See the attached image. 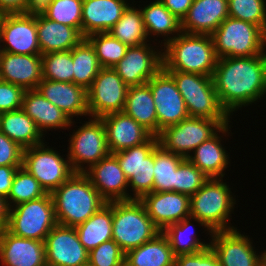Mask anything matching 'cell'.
<instances>
[{
    "label": "cell",
    "mask_w": 266,
    "mask_h": 266,
    "mask_svg": "<svg viewBox=\"0 0 266 266\" xmlns=\"http://www.w3.org/2000/svg\"><path fill=\"white\" fill-rule=\"evenodd\" d=\"M36 26L41 55L72 50L84 39L76 28L52 21L40 11L36 12Z\"/></svg>",
    "instance_id": "obj_28"
},
{
    "label": "cell",
    "mask_w": 266,
    "mask_h": 266,
    "mask_svg": "<svg viewBox=\"0 0 266 266\" xmlns=\"http://www.w3.org/2000/svg\"><path fill=\"white\" fill-rule=\"evenodd\" d=\"M230 128L229 124L223 125L212 137L195 148L193 154L188 157L209 178H223L224 170L229 167V154L221 141L223 136L227 134L229 136Z\"/></svg>",
    "instance_id": "obj_27"
},
{
    "label": "cell",
    "mask_w": 266,
    "mask_h": 266,
    "mask_svg": "<svg viewBox=\"0 0 266 266\" xmlns=\"http://www.w3.org/2000/svg\"><path fill=\"white\" fill-rule=\"evenodd\" d=\"M56 224L51 193L9 208L7 230L15 236L45 241Z\"/></svg>",
    "instance_id": "obj_8"
},
{
    "label": "cell",
    "mask_w": 266,
    "mask_h": 266,
    "mask_svg": "<svg viewBox=\"0 0 266 266\" xmlns=\"http://www.w3.org/2000/svg\"><path fill=\"white\" fill-rule=\"evenodd\" d=\"M73 83L88 90L102 68L91 43L84 38L72 49Z\"/></svg>",
    "instance_id": "obj_36"
},
{
    "label": "cell",
    "mask_w": 266,
    "mask_h": 266,
    "mask_svg": "<svg viewBox=\"0 0 266 266\" xmlns=\"http://www.w3.org/2000/svg\"><path fill=\"white\" fill-rule=\"evenodd\" d=\"M24 93L23 88L0 80V113L21 109Z\"/></svg>",
    "instance_id": "obj_46"
},
{
    "label": "cell",
    "mask_w": 266,
    "mask_h": 266,
    "mask_svg": "<svg viewBox=\"0 0 266 266\" xmlns=\"http://www.w3.org/2000/svg\"><path fill=\"white\" fill-rule=\"evenodd\" d=\"M166 71L175 80L190 117L218 120L222 125L230 124L232 117L219 102L212 76L176 70Z\"/></svg>",
    "instance_id": "obj_5"
},
{
    "label": "cell",
    "mask_w": 266,
    "mask_h": 266,
    "mask_svg": "<svg viewBox=\"0 0 266 266\" xmlns=\"http://www.w3.org/2000/svg\"><path fill=\"white\" fill-rule=\"evenodd\" d=\"M9 207L4 198L0 197V235L7 229Z\"/></svg>",
    "instance_id": "obj_53"
},
{
    "label": "cell",
    "mask_w": 266,
    "mask_h": 266,
    "mask_svg": "<svg viewBox=\"0 0 266 266\" xmlns=\"http://www.w3.org/2000/svg\"><path fill=\"white\" fill-rule=\"evenodd\" d=\"M160 232L139 200L113 201L112 239L125 254Z\"/></svg>",
    "instance_id": "obj_6"
},
{
    "label": "cell",
    "mask_w": 266,
    "mask_h": 266,
    "mask_svg": "<svg viewBox=\"0 0 266 266\" xmlns=\"http://www.w3.org/2000/svg\"><path fill=\"white\" fill-rule=\"evenodd\" d=\"M88 264L91 266H125V253L111 239L89 251Z\"/></svg>",
    "instance_id": "obj_45"
},
{
    "label": "cell",
    "mask_w": 266,
    "mask_h": 266,
    "mask_svg": "<svg viewBox=\"0 0 266 266\" xmlns=\"http://www.w3.org/2000/svg\"><path fill=\"white\" fill-rule=\"evenodd\" d=\"M228 15L255 24L266 33V0H228Z\"/></svg>",
    "instance_id": "obj_43"
},
{
    "label": "cell",
    "mask_w": 266,
    "mask_h": 266,
    "mask_svg": "<svg viewBox=\"0 0 266 266\" xmlns=\"http://www.w3.org/2000/svg\"><path fill=\"white\" fill-rule=\"evenodd\" d=\"M184 159L160 145L154 149V192H175L176 169Z\"/></svg>",
    "instance_id": "obj_38"
},
{
    "label": "cell",
    "mask_w": 266,
    "mask_h": 266,
    "mask_svg": "<svg viewBox=\"0 0 266 266\" xmlns=\"http://www.w3.org/2000/svg\"><path fill=\"white\" fill-rule=\"evenodd\" d=\"M42 79L41 55L0 51V80L15 84L26 91L37 89Z\"/></svg>",
    "instance_id": "obj_20"
},
{
    "label": "cell",
    "mask_w": 266,
    "mask_h": 266,
    "mask_svg": "<svg viewBox=\"0 0 266 266\" xmlns=\"http://www.w3.org/2000/svg\"><path fill=\"white\" fill-rule=\"evenodd\" d=\"M21 109L32 118L43 136L48 129V131L60 128L65 130L75 123L37 89L25 91Z\"/></svg>",
    "instance_id": "obj_26"
},
{
    "label": "cell",
    "mask_w": 266,
    "mask_h": 266,
    "mask_svg": "<svg viewBox=\"0 0 266 266\" xmlns=\"http://www.w3.org/2000/svg\"><path fill=\"white\" fill-rule=\"evenodd\" d=\"M239 229L214 231L210 235V248L220 266H262L266 263V250L256 253L253 240Z\"/></svg>",
    "instance_id": "obj_13"
},
{
    "label": "cell",
    "mask_w": 266,
    "mask_h": 266,
    "mask_svg": "<svg viewBox=\"0 0 266 266\" xmlns=\"http://www.w3.org/2000/svg\"><path fill=\"white\" fill-rule=\"evenodd\" d=\"M223 178H210L190 197V216L208 231L232 230L229 222L234 212L236 196Z\"/></svg>",
    "instance_id": "obj_4"
},
{
    "label": "cell",
    "mask_w": 266,
    "mask_h": 266,
    "mask_svg": "<svg viewBox=\"0 0 266 266\" xmlns=\"http://www.w3.org/2000/svg\"><path fill=\"white\" fill-rule=\"evenodd\" d=\"M130 4L123 12L122 17L117 23L109 30V33L126 44L128 47L139 46L149 42L144 23L142 13L139 8L133 3Z\"/></svg>",
    "instance_id": "obj_37"
},
{
    "label": "cell",
    "mask_w": 266,
    "mask_h": 266,
    "mask_svg": "<svg viewBox=\"0 0 266 266\" xmlns=\"http://www.w3.org/2000/svg\"><path fill=\"white\" fill-rule=\"evenodd\" d=\"M163 68L213 76L218 57L211 35L181 32L163 47Z\"/></svg>",
    "instance_id": "obj_3"
},
{
    "label": "cell",
    "mask_w": 266,
    "mask_h": 266,
    "mask_svg": "<svg viewBox=\"0 0 266 266\" xmlns=\"http://www.w3.org/2000/svg\"><path fill=\"white\" fill-rule=\"evenodd\" d=\"M140 11L148 39L152 35L153 37L157 36V38L159 36L165 37L164 40H161V48L182 32L181 20L172 14L159 0L150 2L146 6L144 5Z\"/></svg>",
    "instance_id": "obj_30"
},
{
    "label": "cell",
    "mask_w": 266,
    "mask_h": 266,
    "mask_svg": "<svg viewBox=\"0 0 266 266\" xmlns=\"http://www.w3.org/2000/svg\"><path fill=\"white\" fill-rule=\"evenodd\" d=\"M172 14L178 19H182L187 15L189 8L194 0H159Z\"/></svg>",
    "instance_id": "obj_52"
},
{
    "label": "cell",
    "mask_w": 266,
    "mask_h": 266,
    "mask_svg": "<svg viewBox=\"0 0 266 266\" xmlns=\"http://www.w3.org/2000/svg\"><path fill=\"white\" fill-rule=\"evenodd\" d=\"M94 47L102 68H113L126 54L128 46L109 32L91 34L86 38Z\"/></svg>",
    "instance_id": "obj_39"
},
{
    "label": "cell",
    "mask_w": 266,
    "mask_h": 266,
    "mask_svg": "<svg viewBox=\"0 0 266 266\" xmlns=\"http://www.w3.org/2000/svg\"><path fill=\"white\" fill-rule=\"evenodd\" d=\"M44 142L23 151L22 167L33 175L46 193H52L73 173L68 155H60ZM50 147V148H49Z\"/></svg>",
    "instance_id": "obj_10"
},
{
    "label": "cell",
    "mask_w": 266,
    "mask_h": 266,
    "mask_svg": "<svg viewBox=\"0 0 266 266\" xmlns=\"http://www.w3.org/2000/svg\"><path fill=\"white\" fill-rule=\"evenodd\" d=\"M57 224L75 227L107 202L82 172H74L51 193Z\"/></svg>",
    "instance_id": "obj_2"
},
{
    "label": "cell",
    "mask_w": 266,
    "mask_h": 266,
    "mask_svg": "<svg viewBox=\"0 0 266 266\" xmlns=\"http://www.w3.org/2000/svg\"><path fill=\"white\" fill-rule=\"evenodd\" d=\"M228 17V0H194L181 21V31L211 35Z\"/></svg>",
    "instance_id": "obj_25"
},
{
    "label": "cell",
    "mask_w": 266,
    "mask_h": 266,
    "mask_svg": "<svg viewBox=\"0 0 266 266\" xmlns=\"http://www.w3.org/2000/svg\"><path fill=\"white\" fill-rule=\"evenodd\" d=\"M24 149L0 131V166H22Z\"/></svg>",
    "instance_id": "obj_47"
},
{
    "label": "cell",
    "mask_w": 266,
    "mask_h": 266,
    "mask_svg": "<svg viewBox=\"0 0 266 266\" xmlns=\"http://www.w3.org/2000/svg\"><path fill=\"white\" fill-rule=\"evenodd\" d=\"M21 166H0V197L7 200L14 176Z\"/></svg>",
    "instance_id": "obj_50"
},
{
    "label": "cell",
    "mask_w": 266,
    "mask_h": 266,
    "mask_svg": "<svg viewBox=\"0 0 266 266\" xmlns=\"http://www.w3.org/2000/svg\"><path fill=\"white\" fill-rule=\"evenodd\" d=\"M193 218L189 216L180 222L170 224L162 233L167 237L174 256L196 254L210 247V242H203L197 233L191 229ZM197 235V237H196Z\"/></svg>",
    "instance_id": "obj_34"
},
{
    "label": "cell",
    "mask_w": 266,
    "mask_h": 266,
    "mask_svg": "<svg viewBox=\"0 0 266 266\" xmlns=\"http://www.w3.org/2000/svg\"><path fill=\"white\" fill-rule=\"evenodd\" d=\"M87 119L89 120L82 123V126H78L76 131L74 129L68 140L70 145L67 147V154L74 172L83 173L110 154L102 119L95 117Z\"/></svg>",
    "instance_id": "obj_9"
},
{
    "label": "cell",
    "mask_w": 266,
    "mask_h": 266,
    "mask_svg": "<svg viewBox=\"0 0 266 266\" xmlns=\"http://www.w3.org/2000/svg\"><path fill=\"white\" fill-rule=\"evenodd\" d=\"M83 173L107 203L131 200V193L127 190L128 180L113 154L93 164Z\"/></svg>",
    "instance_id": "obj_18"
},
{
    "label": "cell",
    "mask_w": 266,
    "mask_h": 266,
    "mask_svg": "<svg viewBox=\"0 0 266 266\" xmlns=\"http://www.w3.org/2000/svg\"><path fill=\"white\" fill-rule=\"evenodd\" d=\"M110 154L147 142L153 135L124 112L101 117Z\"/></svg>",
    "instance_id": "obj_21"
},
{
    "label": "cell",
    "mask_w": 266,
    "mask_h": 266,
    "mask_svg": "<svg viewBox=\"0 0 266 266\" xmlns=\"http://www.w3.org/2000/svg\"><path fill=\"white\" fill-rule=\"evenodd\" d=\"M41 59L43 79L73 83L72 50L47 53Z\"/></svg>",
    "instance_id": "obj_41"
},
{
    "label": "cell",
    "mask_w": 266,
    "mask_h": 266,
    "mask_svg": "<svg viewBox=\"0 0 266 266\" xmlns=\"http://www.w3.org/2000/svg\"><path fill=\"white\" fill-rule=\"evenodd\" d=\"M128 86L114 68H101L87 90L89 117L123 112Z\"/></svg>",
    "instance_id": "obj_12"
},
{
    "label": "cell",
    "mask_w": 266,
    "mask_h": 266,
    "mask_svg": "<svg viewBox=\"0 0 266 266\" xmlns=\"http://www.w3.org/2000/svg\"><path fill=\"white\" fill-rule=\"evenodd\" d=\"M1 43L2 52L41 55L37 37L36 12L0 15Z\"/></svg>",
    "instance_id": "obj_14"
},
{
    "label": "cell",
    "mask_w": 266,
    "mask_h": 266,
    "mask_svg": "<svg viewBox=\"0 0 266 266\" xmlns=\"http://www.w3.org/2000/svg\"><path fill=\"white\" fill-rule=\"evenodd\" d=\"M129 5L128 0H83L81 34L109 32Z\"/></svg>",
    "instance_id": "obj_24"
},
{
    "label": "cell",
    "mask_w": 266,
    "mask_h": 266,
    "mask_svg": "<svg viewBox=\"0 0 266 266\" xmlns=\"http://www.w3.org/2000/svg\"><path fill=\"white\" fill-rule=\"evenodd\" d=\"M2 266H47L44 241L22 238L7 229L0 235Z\"/></svg>",
    "instance_id": "obj_22"
},
{
    "label": "cell",
    "mask_w": 266,
    "mask_h": 266,
    "mask_svg": "<svg viewBox=\"0 0 266 266\" xmlns=\"http://www.w3.org/2000/svg\"><path fill=\"white\" fill-rule=\"evenodd\" d=\"M45 190L37 179L22 166L18 168L6 200L9 208L34 199L43 197Z\"/></svg>",
    "instance_id": "obj_40"
},
{
    "label": "cell",
    "mask_w": 266,
    "mask_h": 266,
    "mask_svg": "<svg viewBox=\"0 0 266 266\" xmlns=\"http://www.w3.org/2000/svg\"><path fill=\"white\" fill-rule=\"evenodd\" d=\"M0 131L23 149L45 141L35 122L22 109L0 113Z\"/></svg>",
    "instance_id": "obj_31"
},
{
    "label": "cell",
    "mask_w": 266,
    "mask_h": 266,
    "mask_svg": "<svg viewBox=\"0 0 266 266\" xmlns=\"http://www.w3.org/2000/svg\"><path fill=\"white\" fill-rule=\"evenodd\" d=\"M37 90L72 121L75 116H89L87 90L84 87L69 82L42 79Z\"/></svg>",
    "instance_id": "obj_23"
},
{
    "label": "cell",
    "mask_w": 266,
    "mask_h": 266,
    "mask_svg": "<svg viewBox=\"0 0 266 266\" xmlns=\"http://www.w3.org/2000/svg\"><path fill=\"white\" fill-rule=\"evenodd\" d=\"M210 178L185 158L176 169L175 192L191 197Z\"/></svg>",
    "instance_id": "obj_44"
},
{
    "label": "cell",
    "mask_w": 266,
    "mask_h": 266,
    "mask_svg": "<svg viewBox=\"0 0 266 266\" xmlns=\"http://www.w3.org/2000/svg\"><path fill=\"white\" fill-rule=\"evenodd\" d=\"M211 37L218 58L250 57L266 53V33L255 24L230 16Z\"/></svg>",
    "instance_id": "obj_7"
},
{
    "label": "cell",
    "mask_w": 266,
    "mask_h": 266,
    "mask_svg": "<svg viewBox=\"0 0 266 266\" xmlns=\"http://www.w3.org/2000/svg\"><path fill=\"white\" fill-rule=\"evenodd\" d=\"M52 0H29L30 12H37L49 4Z\"/></svg>",
    "instance_id": "obj_54"
},
{
    "label": "cell",
    "mask_w": 266,
    "mask_h": 266,
    "mask_svg": "<svg viewBox=\"0 0 266 266\" xmlns=\"http://www.w3.org/2000/svg\"><path fill=\"white\" fill-rule=\"evenodd\" d=\"M147 84L153 94L158 119V135L168 126L180 123L189 117L173 77L162 68Z\"/></svg>",
    "instance_id": "obj_15"
},
{
    "label": "cell",
    "mask_w": 266,
    "mask_h": 266,
    "mask_svg": "<svg viewBox=\"0 0 266 266\" xmlns=\"http://www.w3.org/2000/svg\"><path fill=\"white\" fill-rule=\"evenodd\" d=\"M174 260L169 241L162 232L125 254V266H174Z\"/></svg>",
    "instance_id": "obj_32"
},
{
    "label": "cell",
    "mask_w": 266,
    "mask_h": 266,
    "mask_svg": "<svg viewBox=\"0 0 266 266\" xmlns=\"http://www.w3.org/2000/svg\"><path fill=\"white\" fill-rule=\"evenodd\" d=\"M159 145L158 137L152 136L147 142L140 144V166L138 173L128 179L131 188V200H139L143 195L153 192L154 185V149Z\"/></svg>",
    "instance_id": "obj_35"
},
{
    "label": "cell",
    "mask_w": 266,
    "mask_h": 266,
    "mask_svg": "<svg viewBox=\"0 0 266 266\" xmlns=\"http://www.w3.org/2000/svg\"><path fill=\"white\" fill-rule=\"evenodd\" d=\"M212 79L221 106L232 116L266 96V53L219 58Z\"/></svg>",
    "instance_id": "obj_1"
},
{
    "label": "cell",
    "mask_w": 266,
    "mask_h": 266,
    "mask_svg": "<svg viewBox=\"0 0 266 266\" xmlns=\"http://www.w3.org/2000/svg\"><path fill=\"white\" fill-rule=\"evenodd\" d=\"M174 266H220L218 258L209 247L196 254L175 257Z\"/></svg>",
    "instance_id": "obj_48"
},
{
    "label": "cell",
    "mask_w": 266,
    "mask_h": 266,
    "mask_svg": "<svg viewBox=\"0 0 266 266\" xmlns=\"http://www.w3.org/2000/svg\"><path fill=\"white\" fill-rule=\"evenodd\" d=\"M123 112L132 117L153 136H158L155 102L147 83L128 87Z\"/></svg>",
    "instance_id": "obj_29"
},
{
    "label": "cell",
    "mask_w": 266,
    "mask_h": 266,
    "mask_svg": "<svg viewBox=\"0 0 266 266\" xmlns=\"http://www.w3.org/2000/svg\"><path fill=\"white\" fill-rule=\"evenodd\" d=\"M30 12L29 0H0V15Z\"/></svg>",
    "instance_id": "obj_51"
},
{
    "label": "cell",
    "mask_w": 266,
    "mask_h": 266,
    "mask_svg": "<svg viewBox=\"0 0 266 266\" xmlns=\"http://www.w3.org/2000/svg\"><path fill=\"white\" fill-rule=\"evenodd\" d=\"M113 155L118 159L127 180L133 174L138 173V167L140 166V145L120 150Z\"/></svg>",
    "instance_id": "obj_49"
},
{
    "label": "cell",
    "mask_w": 266,
    "mask_h": 266,
    "mask_svg": "<svg viewBox=\"0 0 266 266\" xmlns=\"http://www.w3.org/2000/svg\"><path fill=\"white\" fill-rule=\"evenodd\" d=\"M113 202H108L85 222L75 226L80 242L89 252L112 239Z\"/></svg>",
    "instance_id": "obj_33"
},
{
    "label": "cell",
    "mask_w": 266,
    "mask_h": 266,
    "mask_svg": "<svg viewBox=\"0 0 266 266\" xmlns=\"http://www.w3.org/2000/svg\"><path fill=\"white\" fill-rule=\"evenodd\" d=\"M47 266H83L89 252L80 242L75 227L56 224L44 241Z\"/></svg>",
    "instance_id": "obj_17"
},
{
    "label": "cell",
    "mask_w": 266,
    "mask_h": 266,
    "mask_svg": "<svg viewBox=\"0 0 266 266\" xmlns=\"http://www.w3.org/2000/svg\"><path fill=\"white\" fill-rule=\"evenodd\" d=\"M158 49L150 43L128 47L113 68L128 87L145 84L163 68V49Z\"/></svg>",
    "instance_id": "obj_16"
},
{
    "label": "cell",
    "mask_w": 266,
    "mask_h": 266,
    "mask_svg": "<svg viewBox=\"0 0 266 266\" xmlns=\"http://www.w3.org/2000/svg\"><path fill=\"white\" fill-rule=\"evenodd\" d=\"M83 0H52L40 12L48 19L76 28L81 33Z\"/></svg>",
    "instance_id": "obj_42"
},
{
    "label": "cell",
    "mask_w": 266,
    "mask_h": 266,
    "mask_svg": "<svg viewBox=\"0 0 266 266\" xmlns=\"http://www.w3.org/2000/svg\"><path fill=\"white\" fill-rule=\"evenodd\" d=\"M223 125L218 120L188 117L163 129L157 136L159 145L168 152L188 158L202 142L212 137Z\"/></svg>",
    "instance_id": "obj_11"
},
{
    "label": "cell",
    "mask_w": 266,
    "mask_h": 266,
    "mask_svg": "<svg viewBox=\"0 0 266 266\" xmlns=\"http://www.w3.org/2000/svg\"><path fill=\"white\" fill-rule=\"evenodd\" d=\"M139 201L154 225L162 232L170 224L190 216V197L174 191L150 192Z\"/></svg>",
    "instance_id": "obj_19"
}]
</instances>
